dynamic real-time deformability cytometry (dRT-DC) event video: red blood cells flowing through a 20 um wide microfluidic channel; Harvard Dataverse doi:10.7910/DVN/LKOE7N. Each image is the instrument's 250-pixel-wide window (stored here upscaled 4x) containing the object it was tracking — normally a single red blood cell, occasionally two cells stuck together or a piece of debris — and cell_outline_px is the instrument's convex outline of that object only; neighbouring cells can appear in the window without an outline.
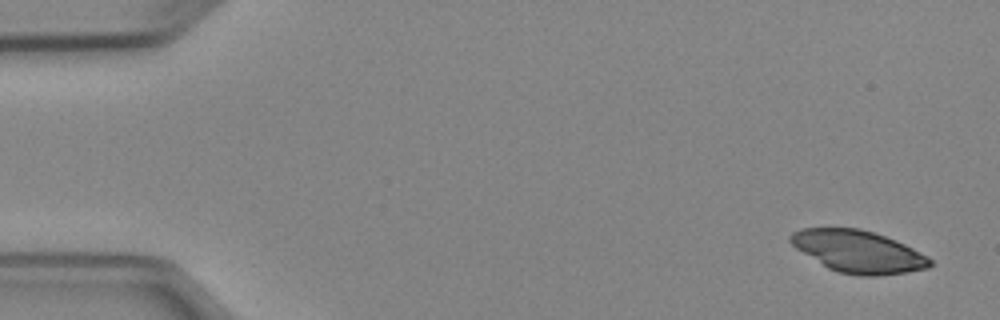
{"species": "Egyptian fruit bat (a non-hibernating species)", "species_latin": "Rousettus aegyptiacus", "temperature_condition": "cold", "stored_images_in_passage": 4, "camera_frame_rate_fps": 3000, "um_per_image_px": 0.085, "animal": {"sex": "female"}, "frame": {"image": 1, "passage_image": 1, "time_ms": 0.0, "image_size_px": [1000, 320], "cell_outline_px": [[932, 264], [928, 268], [904, 272], [876, 276], [860, 276], [840, 272], [828, 268], [796, 248], [788, 240], [788, 236], [792, 232], [800, 228], [860, 228], [896, 240], [928, 256], [932, 260]], "centroid_in_image_um": [72.93, 21.37], "position_along_channel_um": 12.1, "area_um2": 34.04}}